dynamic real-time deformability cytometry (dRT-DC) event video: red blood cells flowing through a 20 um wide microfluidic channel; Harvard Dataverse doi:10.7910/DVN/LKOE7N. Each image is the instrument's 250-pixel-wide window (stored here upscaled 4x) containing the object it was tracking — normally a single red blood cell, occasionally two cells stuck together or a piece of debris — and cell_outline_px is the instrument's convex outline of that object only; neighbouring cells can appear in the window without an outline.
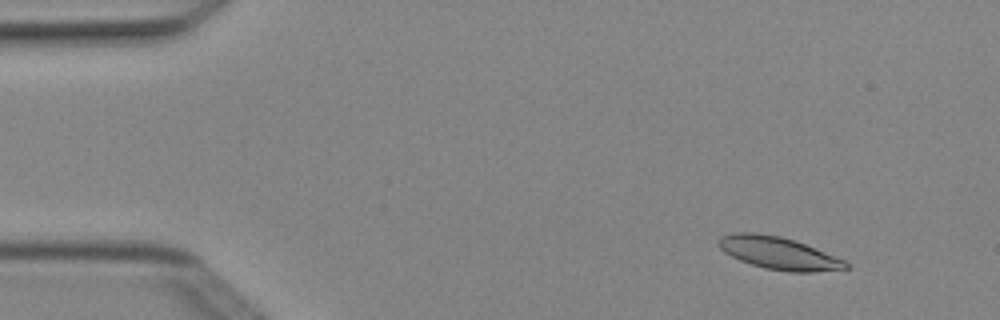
{"species": "Egyptian fruit bat (a non-hibernating species)", "species_latin": "Rousettus aegyptiacus", "temperature_condition": "cold", "stored_images_in_passage": 6, "camera_frame_rate_fps": 3000, "um_per_image_px": 0.085, "animal": {"sex": "female"}, "frame": {"image": 1, "passage_image": 2, "time_ms": 0.333, "image_size_px": [1000, 320], "cell_outline_px": [[852, 268], [812, 272], [788, 272], [764, 268], [740, 260], [724, 252], [716, 244], [716, 240], [720, 236], [732, 232], [756, 232], [780, 236], [804, 244], [844, 260]], "centroid_in_image_um": [66.12, 21.51], "position_along_channel_um": 18.9, "area_um2": 24.04}}
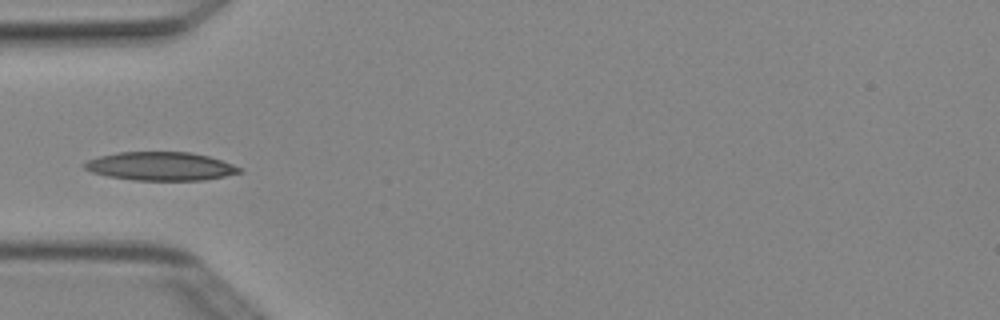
{"frame": {"image": 2, "passage_image": 5, "time_ms": 1.333, "image_size_px": [1000, 320], "cell_outline_px": [[244, 172], [204, 180], [136, 180], [108, 176], [92, 172], [84, 168], [80, 164], [88, 160], [100, 156], [116, 152], [188, 152], [208, 156], [244, 168]], "centroid_in_image_um": [13.65, 14.13], "position_along_channel_um": 71.3, "area_um2": 25.72}}
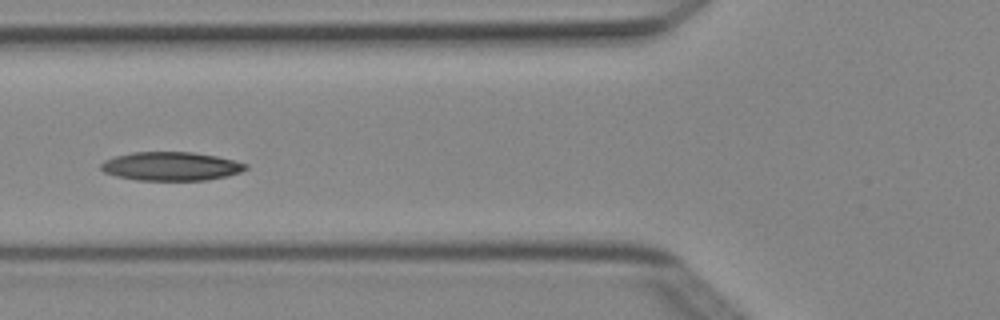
{"frame": {"image": 3, "passage_image": 6, "time_ms": 1.667, "image_size_px": [1000, 320], "cell_outline_px": [[248, 168], [240, 172], [228, 176], [208, 180], [136, 180], [116, 176], [104, 172], [100, 168], [100, 164], [104, 160], [116, 156], [132, 152], [192, 152], [216, 156], [248, 164]], "centroid_in_image_um": [14.53, 14.13], "position_along_channel_um": 111.3, "area_um2": 24.22}}